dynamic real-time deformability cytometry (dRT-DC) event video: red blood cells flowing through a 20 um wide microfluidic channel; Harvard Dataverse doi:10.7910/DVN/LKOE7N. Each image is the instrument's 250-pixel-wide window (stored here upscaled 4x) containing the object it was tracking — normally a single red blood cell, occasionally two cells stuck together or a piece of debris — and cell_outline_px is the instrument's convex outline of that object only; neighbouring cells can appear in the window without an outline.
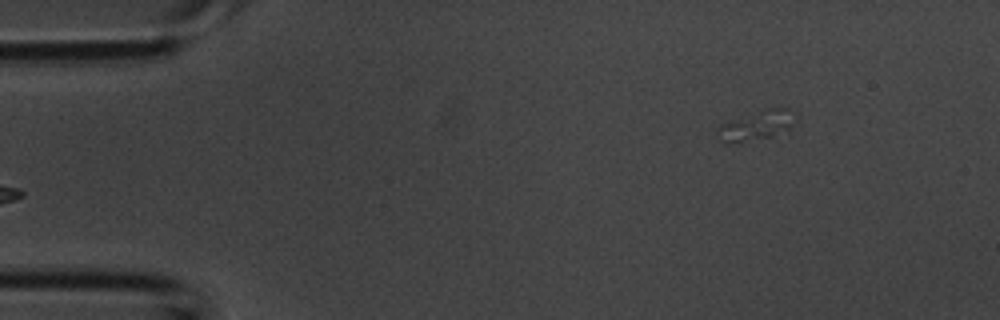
{"species": "common noctule bat (a hibernating species)", "species_latin": "Nyctalus noctula", "temperature_condition": "room temperature", "stored_images_in_passage": 2, "camera_frame_rate_fps": 3000, "um_per_image_px": 0.085, "animal": {"sex": "male", "body_mass_g": 20.1, "forearm_length_mm": 53.5}, "frame": {"image": 1, "passage_image": 2, "time_ms": 0.333, "image_size_px": [1000, 320], "cell_outline_px": [[788, 132], [772, 136], [744, 140], [720, 140], [716, 132], [716, 128], [720, 124], [764, 108], [788, 108]], "centroid_in_image_um": [64.2, 10.64], "position_along_channel_um": 20.8, "area_um2": 12.37}}